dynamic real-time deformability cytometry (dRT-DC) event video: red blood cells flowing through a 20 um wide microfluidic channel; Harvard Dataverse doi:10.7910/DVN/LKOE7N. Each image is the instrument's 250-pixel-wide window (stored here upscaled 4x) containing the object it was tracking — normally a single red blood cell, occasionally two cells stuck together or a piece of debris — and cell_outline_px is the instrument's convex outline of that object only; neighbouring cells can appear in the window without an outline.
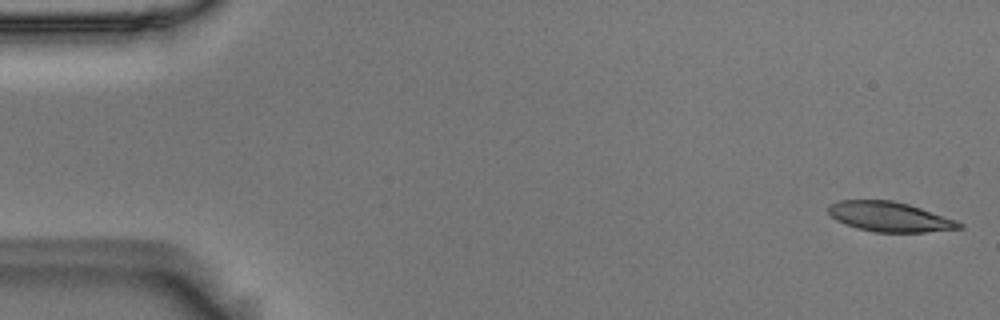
{"species": "Egyptian fruit bat (a non-hibernating species)", "species_latin": "Rousettus aegyptiacus", "temperature_condition": "room temperature", "stored_images_in_passage": 53, "camera_frame_rate_fps": 3000, "um_per_image_px": 0.085, "animal": {"sex": "male"}, "frame": {"image": 1, "passage_image": 1, "time_ms": 0.0, "image_size_px": [1000, 320], "cell_outline_px": [[964, 228], [924, 232], [872, 232], [856, 228], [844, 224], [836, 220], [828, 212], [828, 204], [840, 200], [892, 200], [908, 204], [956, 220], [964, 224]], "centroid_in_image_um": [75.6, 18.43], "position_along_channel_um": 9.4, "area_um2": 22.77}}
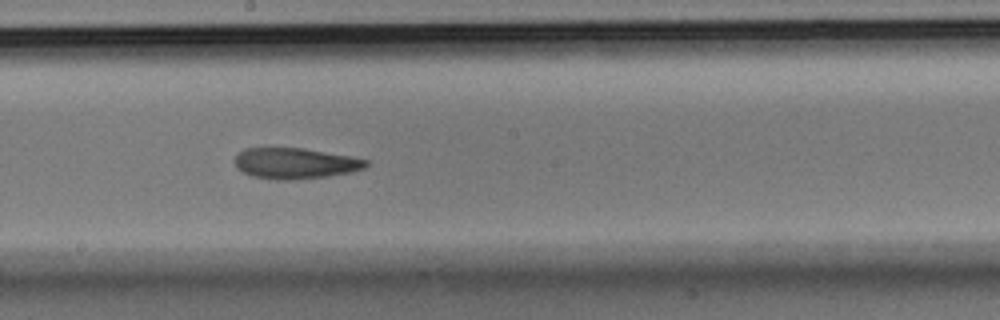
{"frame": {"image": 2, "passage_image": 29, "time_ms": 9.333, "image_size_px": [1000, 320], "cell_outline_px": [[368, 164], [364, 168], [352, 172], [328, 176], [296, 180], [276, 180], [252, 176], [236, 168], [236, 152], [244, 148], [304, 148], [352, 156], [368, 160]], "centroid_in_image_um": [25.1, 13.88], "position_along_channel_um": 223.1, "area_um2": 23.81}}
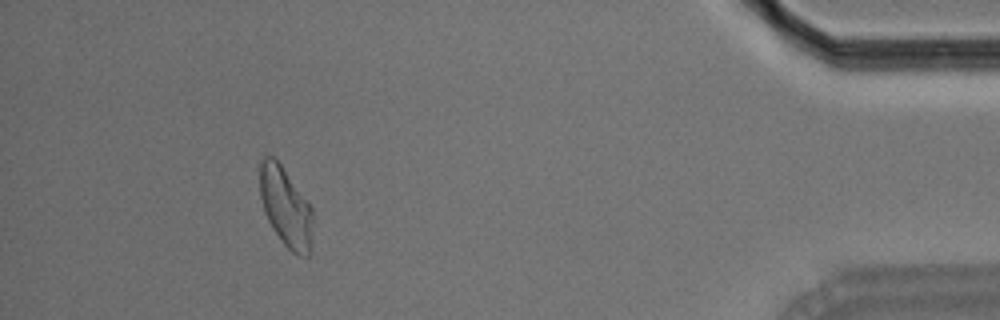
{"frame": {"image": 3, "passage_image": 49, "time_ms": 16.0, "image_size_px": [1000, 320], "cell_outline_px": [[312, 252], [308, 256], [300, 256], [292, 252], [280, 240], [272, 228], [264, 212], [260, 196], [260, 160], [264, 156], [272, 156], [280, 164], [312, 208]], "centroid_in_image_um": [24.29, 17.65], "position_along_channel_um": 410.9, "area_um2": 24.45}, "authors_computed_cell_mechanics": {"area_um2": 24.2182, "velocity_mm_per_s": 3.689, "shape_relaxation_time_tau1_ms": 3.9723, "shape_relaxation_time_tau2_ms": 3.6297, "deformation_change_tau1": 0.1612, "deformation_change_tau2": 0.1217}}